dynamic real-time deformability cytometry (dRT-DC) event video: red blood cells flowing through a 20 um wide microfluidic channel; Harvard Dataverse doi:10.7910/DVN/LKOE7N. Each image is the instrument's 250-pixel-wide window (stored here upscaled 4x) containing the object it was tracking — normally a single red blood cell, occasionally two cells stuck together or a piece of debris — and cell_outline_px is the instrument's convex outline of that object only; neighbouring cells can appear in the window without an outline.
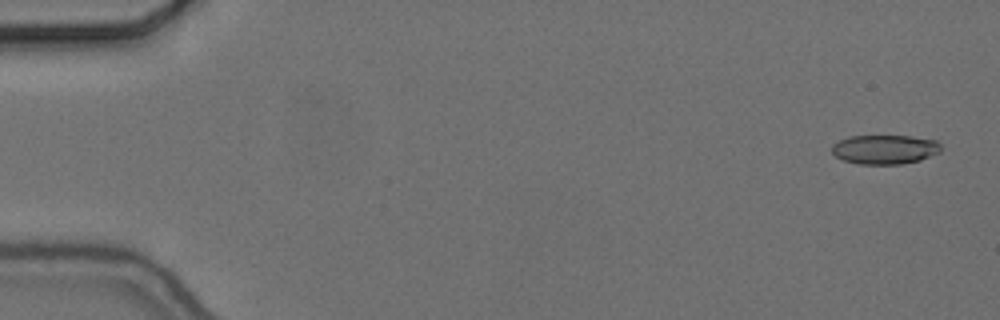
{"species": "common noctule bat (a hibernating species)", "species_latin": "Nyctalus noctula", "temperature_condition": "cold", "stored_images_in_passage": 10, "camera_frame_rate_fps": 3000, "um_per_image_px": 0.085, "animal": {"sex": "female", "body_mass_g": 24.6, "forearm_length_mm": 56.2}, "frame": {"image": 1, "passage_image": 2, "time_ms": 0.333, "image_size_px": [1000, 320], "cell_outline_px": [[940, 152], [920, 160], [904, 164], [860, 164], [844, 160], [836, 156], [832, 152], [832, 144], [848, 136], [908, 136], [936, 140], [940, 144]], "centroid_in_image_um": [75.21, 12.7], "position_along_channel_um": 9.8, "area_um2": 18.55}}